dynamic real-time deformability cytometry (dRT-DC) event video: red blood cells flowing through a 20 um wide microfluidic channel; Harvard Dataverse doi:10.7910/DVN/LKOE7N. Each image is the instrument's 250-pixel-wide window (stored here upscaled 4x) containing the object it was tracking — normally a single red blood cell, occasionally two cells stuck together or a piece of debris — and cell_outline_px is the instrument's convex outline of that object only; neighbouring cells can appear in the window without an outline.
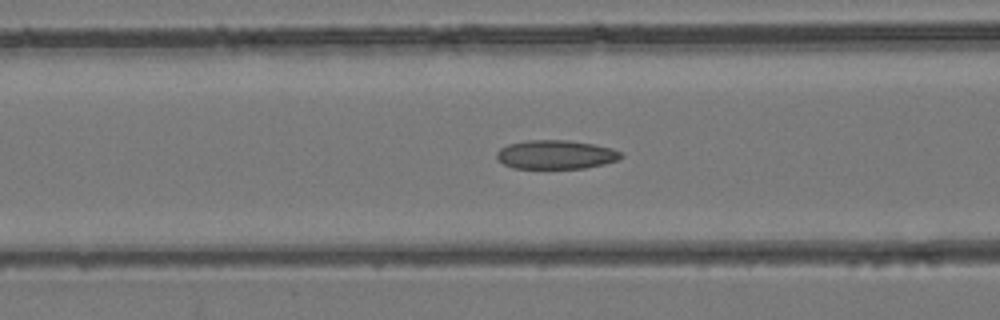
{"species": "common noctule bat (a hibernating species)", "species_latin": "Nyctalus noctula", "temperature_condition": "room temperature", "stored_images_in_passage": 37, "camera_frame_rate_fps": 3000, "um_per_image_px": 0.085, "animal": {"sex": "female", "body_mass_g": 24.6, "forearm_length_mm": 56.2}, "frame": {"image": 1, "passage_image": 11, "time_ms": 3.333, "image_size_px": [1000, 320], "cell_outline_px": [[624, 156], [620, 160], [604, 164], [584, 168], [512, 168], [496, 160], [496, 152], [500, 148], [508, 144], [528, 140], [568, 140], [592, 144], [612, 148], [620, 152]], "centroid_in_image_um": [47.23, 13.14], "position_along_channel_um": 119.4, "area_um2": 21.04}}
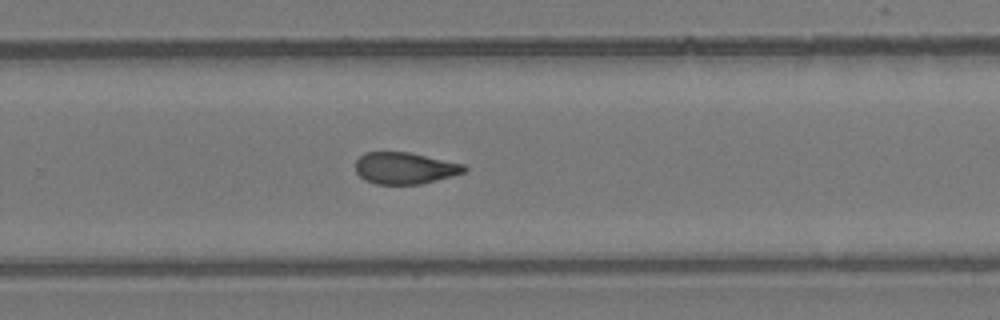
{"frame": {"image": 2, "passage_image": 22, "time_ms": 7.0, "image_size_px": [1000, 320], "cell_outline_px": [[468, 168], [464, 172], [452, 176], [420, 184], [376, 184], [364, 180], [356, 172], [356, 160], [364, 152], [408, 152], [464, 164]], "centroid_in_image_um": [34.39, 14.29], "position_along_channel_um": 295.4, "area_um2": 20.0}}
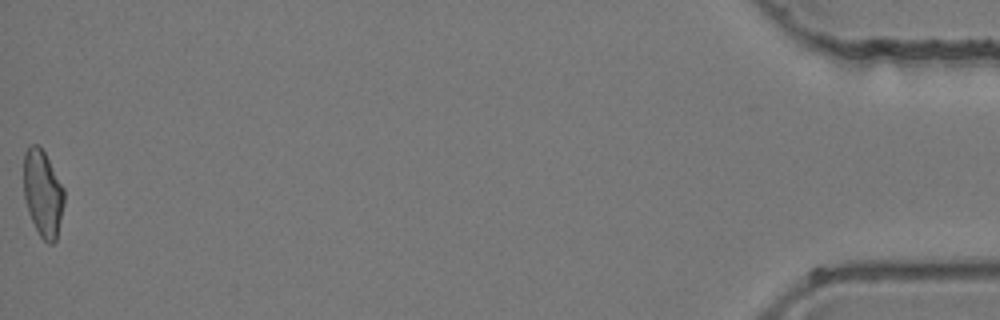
{"frame": {"image": 3, "passage_image": 37, "time_ms": 12.0, "image_size_px": [1000, 320], "cell_outline_px": [[64, 204], [56, 240], [52, 244], [48, 244], [40, 236], [28, 212], [24, 196], [24, 152], [28, 144], [36, 144], [44, 152], [64, 188]], "centroid_in_image_um": [3.64, 16.43], "position_along_channel_um": 431.6, "area_um2": 20.35}}